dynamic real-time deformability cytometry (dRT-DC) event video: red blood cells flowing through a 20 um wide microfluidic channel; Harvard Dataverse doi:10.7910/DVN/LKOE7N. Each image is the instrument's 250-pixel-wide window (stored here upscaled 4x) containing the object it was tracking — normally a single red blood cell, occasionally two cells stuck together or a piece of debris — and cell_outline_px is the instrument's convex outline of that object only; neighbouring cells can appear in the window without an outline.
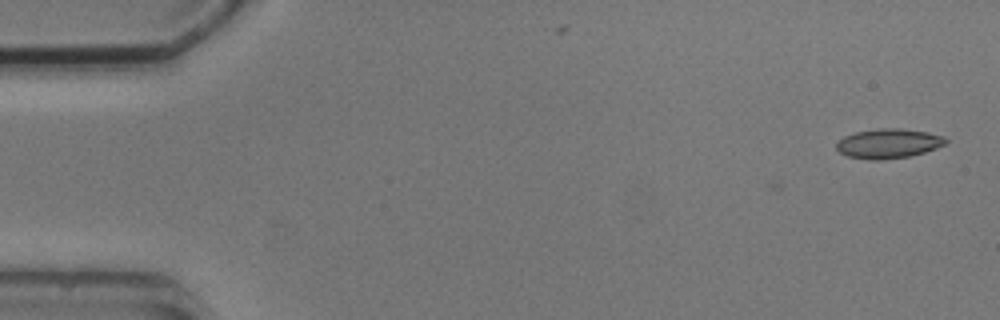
{"species": "common noctule bat (a hibernating species)", "species_latin": "Nyctalus noctula", "temperature_condition": "cold", "stored_images_in_passage": 2, "camera_frame_rate_fps": 3000, "um_per_image_px": 0.085, "animal": {"sex": "male", "body_mass_g": 20.5, "forearm_length_mm": 52.5}, "frame": {"image": 1, "passage_image": 2, "time_ms": 1.0, "image_size_px": [1000, 320], "cell_outline_px": [[948, 140], [944, 144], [936, 148], [924, 152], [908, 156], [880, 160], [868, 160], [848, 156], [840, 152], [836, 148], [836, 144], [844, 136], [856, 132], [880, 128], [900, 128], [928, 132], [944, 136]], "centroid_in_image_um": [75.52, 12.19], "position_along_channel_um": 9.5, "area_um2": 18.73}}